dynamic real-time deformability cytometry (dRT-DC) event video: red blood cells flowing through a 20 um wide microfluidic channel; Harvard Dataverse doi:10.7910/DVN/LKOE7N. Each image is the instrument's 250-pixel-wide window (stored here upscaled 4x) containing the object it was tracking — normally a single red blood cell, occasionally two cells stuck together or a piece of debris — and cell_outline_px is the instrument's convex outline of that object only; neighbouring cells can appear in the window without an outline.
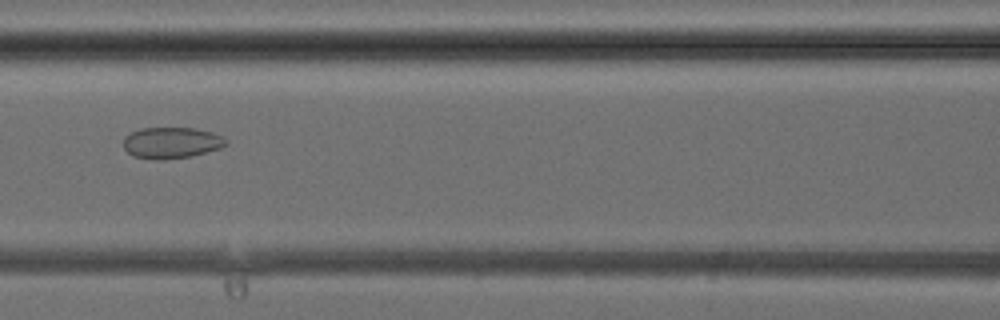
{"species": "common noctule bat (a hibernating species)", "species_latin": "Nyctalus noctula", "temperature_condition": "cold", "stored_images_in_passage": 42, "camera_frame_rate_fps": 3000, "um_per_image_px": 0.085, "animal": {"sex": "female", "body_mass_g": 24.6, "forearm_length_mm": 56.2}, "frame": {"image": 1, "passage_image": 19, "time_ms": 6.0, "image_size_px": [1000, 320], "cell_outline_px": [[228, 144], [220, 148], [188, 156], [164, 160], [160, 160], [132, 156], [124, 148], [124, 136], [140, 128], [196, 128], [212, 132], [224, 136], [228, 140]], "centroid_in_image_um": [14.58, 12.12], "position_along_channel_um": 152.0, "area_um2": 18.67}}
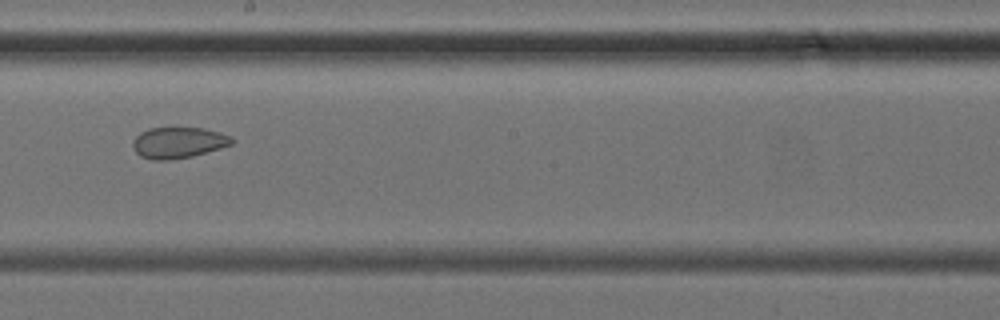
{"frame": {"image": 2, "passage_image": 24, "time_ms": 7.667, "image_size_px": [1000, 320], "cell_outline_px": [[236, 140], [232, 144], [220, 148], [192, 156], [168, 160], [152, 160], [140, 156], [136, 152], [132, 144], [132, 140], [140, 132], [148, 128], [204, 128], [220, 132], [232, 136]], "centroid_in_image_um": [15.16, 12.12], "position_along_channel_um": 233.0, "area_um2": 18.03}}
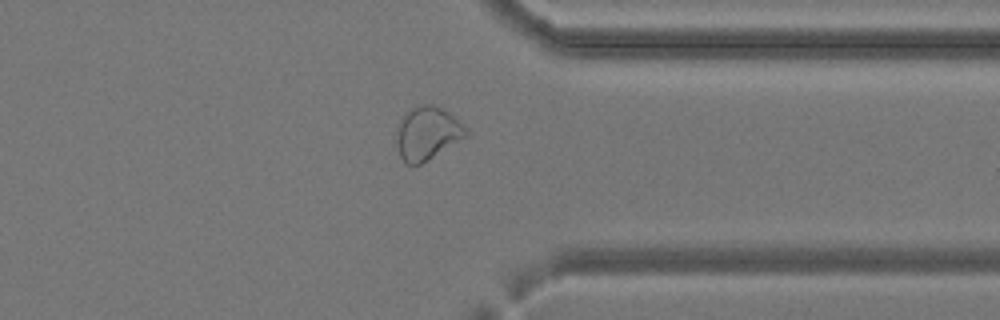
{"frame": {"image": 3, "passage_image": 33, "time_ms": 10.667, "image_size_px": [1000, 320], "cell_outline_px": [[468, 136], [428, 160], [420, 164], [404, 164], [400, 156], [396, 140], [396, 124], [412, 108], [420, 104], [432, 104], [448, 112], [468, 128]], "centroid_in_image_um": [36.32, 11.34], "position_along_channel_um": 375.1, "area_um2": 21.62}}